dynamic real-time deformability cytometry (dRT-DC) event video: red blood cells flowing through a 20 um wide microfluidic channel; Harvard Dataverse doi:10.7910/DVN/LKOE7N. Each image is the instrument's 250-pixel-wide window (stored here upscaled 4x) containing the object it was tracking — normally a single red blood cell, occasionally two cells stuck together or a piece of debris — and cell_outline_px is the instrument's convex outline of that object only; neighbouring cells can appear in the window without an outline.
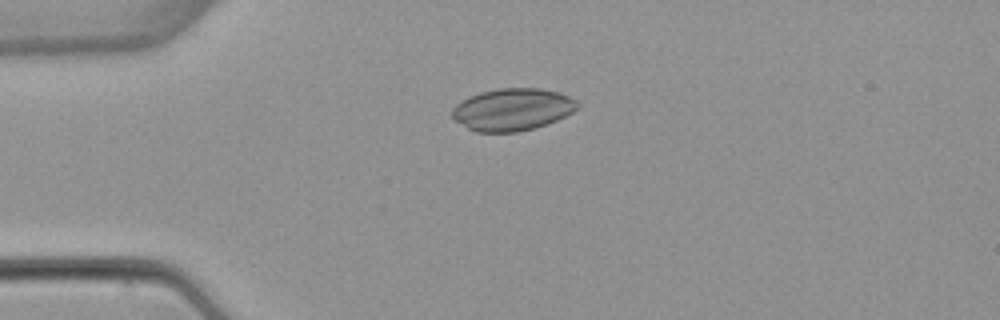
{"species": "common noctule bat (a hibernating species)", "species_latin": "Nyctalus noctula", "temperature_condition": "warm", "stored_images_in_passage": 6, "camera_frame_rate_fps": 3000, "um_per_image_px": 0.085, "animal": {"sex": "female", "body_mass_g": 22.7, "forearm_length_mm": 54.2}, "frame": {"image": 1, "passage_image": 4, "time_ms": 3.667, "image_size_px": [1000, 320], "cell_outline_px": [[580, 108], [556, 120], [532, 128], [516, 132], [476, 132], [468, 128], [456, 120], [452, 116], [452, 108], [456, 104], [468, 96], [480, 92], [500, 88], [540, 88], [560, 92], [576, 100], [580, 104]], "centroid_in_image_um": [43.56, 9.29], "position_along_channel_um": 41.4, "area_um2": 30.75}}
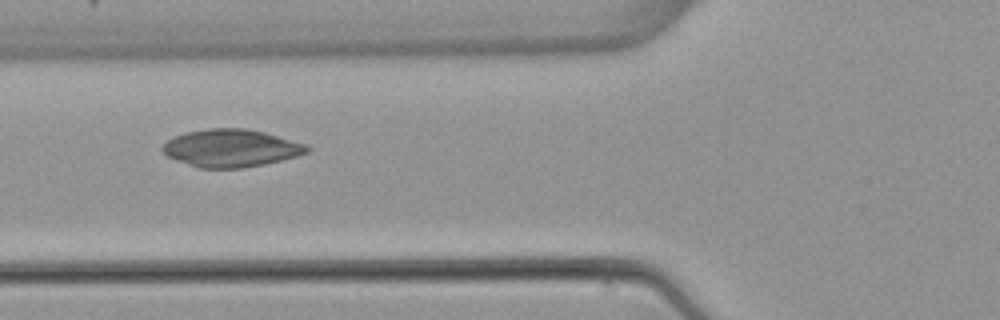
{"frame": {"image": 2, "passage_image": 6, "time_ms": 6.0, "image_size_px": [1000, 320], "cell_outline_px": [[312, 148], [308, 152], [296, 156], [264, 164], [244, 168], [200, 168], [176, 160], [168, 156], [160, 148], [172, 136], [188, 132], [208, 128], [248, 128], [264, 132], [308, 144]], "centroid_in_image_um": [19.66, 12.58], "position_along_channel_um": 106.1, "area_um2": 31.73}}